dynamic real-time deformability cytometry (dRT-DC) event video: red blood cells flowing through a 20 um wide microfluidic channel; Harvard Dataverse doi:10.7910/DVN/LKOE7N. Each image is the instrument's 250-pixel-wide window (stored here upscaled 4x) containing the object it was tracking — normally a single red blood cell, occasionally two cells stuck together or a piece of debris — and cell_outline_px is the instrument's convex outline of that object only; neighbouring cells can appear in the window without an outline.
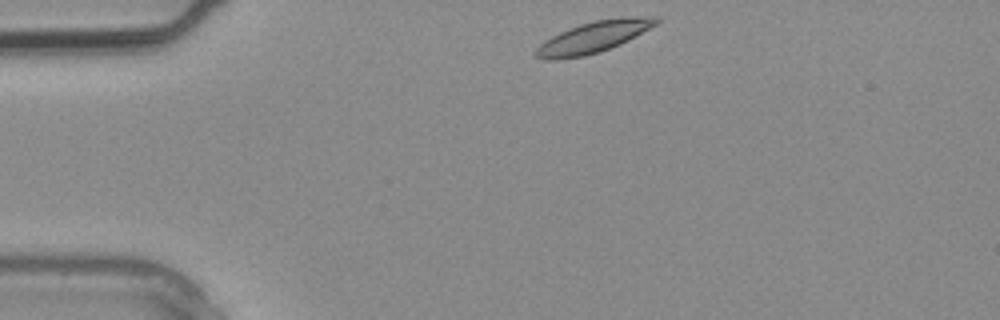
{"species": "common noctule bat (a hibernating species)", "species_latin": "Nyctalus noctula", "temperature_condition": "warm", "stored_images_in_passage": 2, "camera_frame_rate_fps": 3000, "um_per_image_px": 0.085, "animal": {"sex": "male", "body_mass_g": 20.4}, "frame": {"image": 1, "passage_image": 1, "time_ms": 0.0, "image_size_px": [1000, 320], "cell_outline_px": [[660, 20], [656, 24], [628, 40], [620, 44], [600, 52], [584, 56], [556, 60], [544, 60], [536, 56], [532, 52], [540, 44], [552, 36], [568, 28], [580, 24], [596, 20], [620, 16], [660, 16]], "centroid_in_image_um": [50.44, 3.14], "position_along_channel_um": 34.6, "area_um2": 22.08}}
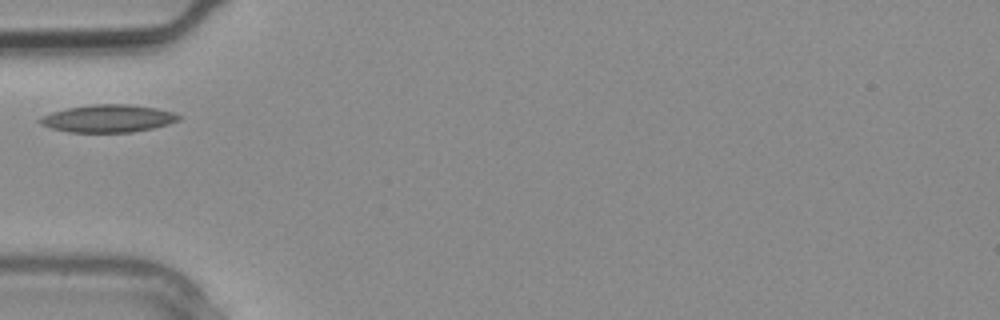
{"frame": {"image": 2, "passage_image": 2, "time_ms": 0.333, "image_size_px": [1000, 320], "cell_outline_px": [[180, 120], [168, 124], [152, 128], [132, 132], [68, 132], [52, 128], [40, 124], [36, 120], [40, 116], [52, 112], [68, 108], [92, 104], [128, 104], [156, 108], [172, 112], [180, 116]], "centroid_in_image_um": [9.15, 10.07], "position_along_channel_um": 75.8, "area_um2": 22.25}}